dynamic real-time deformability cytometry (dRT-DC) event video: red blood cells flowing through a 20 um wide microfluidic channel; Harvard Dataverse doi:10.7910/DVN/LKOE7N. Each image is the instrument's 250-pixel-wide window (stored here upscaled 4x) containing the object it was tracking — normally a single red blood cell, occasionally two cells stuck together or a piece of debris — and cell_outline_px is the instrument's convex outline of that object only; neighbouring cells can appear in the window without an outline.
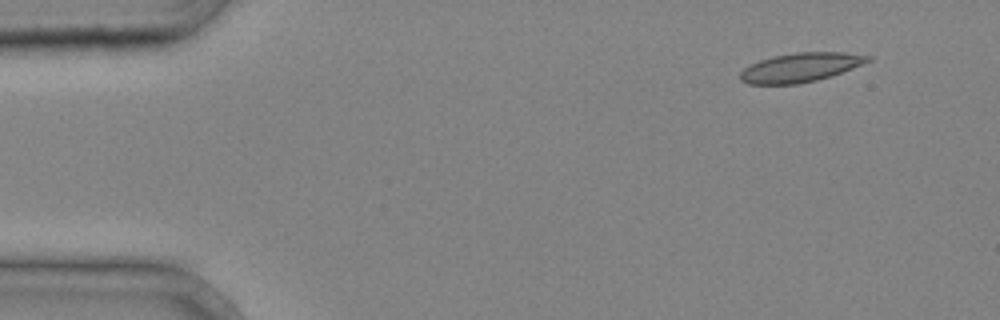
{"species": "common noctule bat (a hibernating species)", "species_latin": "Nyctalus noctula", "temperature_condition": "cold", "stored_images_in_passage": 34, "camera_frame_rate_fps": 3000, "um_per_image_px": 0.085, "animal": {"sex": "male", "body_mass_g": 20.4}, "frame": {"image": 1, "passage_image": 1, "time_ms": 0.0, "image_size_px": [1000, 320], "cell_outline_px": [[872, 60], [832, 76], [816, 80], [796, 84], [748, 84], [740, 80], [740, 72], [744, 68], [760, 60], [776, 56], [796, 52], [844, 52], [872, 56]], "centroid_in_image_um": [68.06, 5.73], "position_along_channel_um": 16.9, "area_um2": 21.5}}
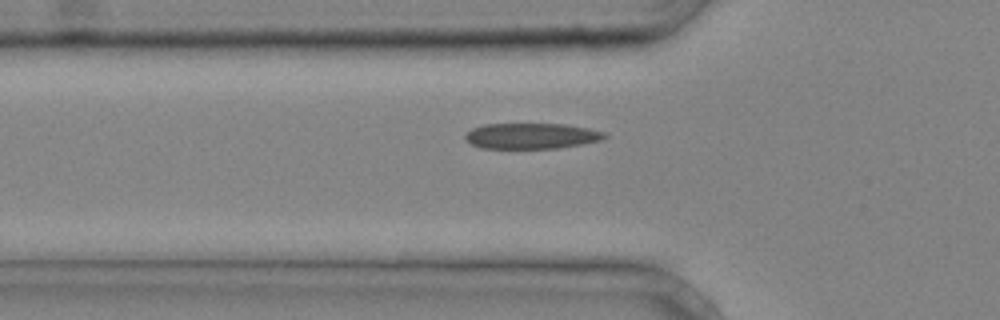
{"frame": {"image": 2, "passage_image": 11, "time_ms": 3.333, "image_size_px": [1000, 320], "cell_outline_px": [[608, 136], [600, 140], [584, 144], [556, 148], [480, 148], [472, 144], [464, 136], [472, 128], [484, 124], [564, 124], [588, 128], [604, 132]], "centroid_in_image_um": [45.19, 11.55], "position_along_channel_um": 80.6, "area_um2": 20.75}}
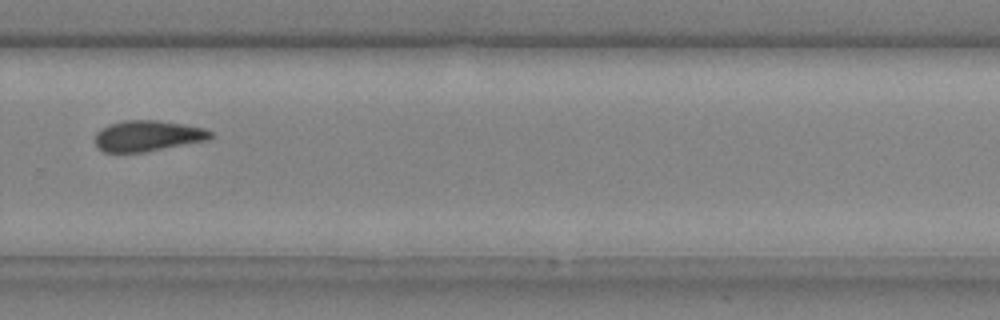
{"frame": {"image": 3, "passage_image": 26, "time_ms": 8.333, "image_size_px": [1000, 320], "cell_outline_px": [[216, 136], [208, 140], [144, 152], [104, 152], [96, 144], [96, 132], [100, 128], [108, 124], [124, 120], [156, 120], [184, 124], [204, 128], [212, 132]], "centroid_in_image_um": [12.58, 11.54], "position_along_channel_um": 317.2, "area_um2": 20.81}}